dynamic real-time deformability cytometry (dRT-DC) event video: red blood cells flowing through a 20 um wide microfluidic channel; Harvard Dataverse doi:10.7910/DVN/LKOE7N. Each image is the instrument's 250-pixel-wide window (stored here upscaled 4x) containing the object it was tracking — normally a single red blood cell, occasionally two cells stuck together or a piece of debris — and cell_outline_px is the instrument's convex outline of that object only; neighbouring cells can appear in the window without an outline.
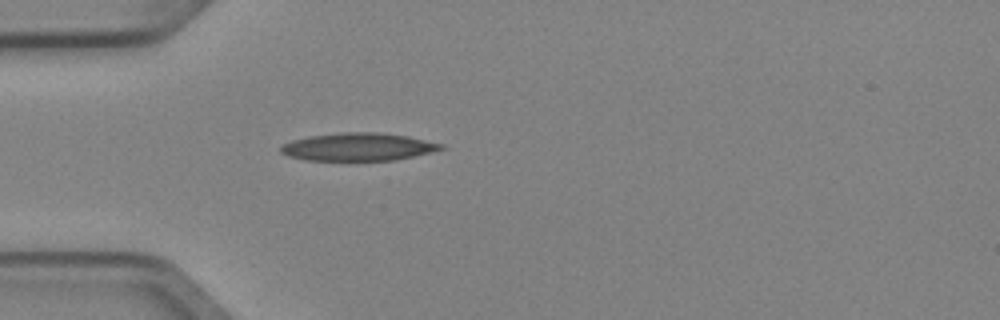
{"species": "Egyptian fruit bat (a non-hibernating species)", "species_latin": "Rousettus aegyptiacus", "temperature_condition": "cold", "stored_images_in_passage": 1, "camera_frame_rate_fps": 3000, "um_per_image_px": 0.085, "animal": {"sex": "female"}, "frame": {"image": 1, "passage_image": 1, "time_ms": 0.0, "image_size_px": [1000, 320], "cell_outline_px": [[444, 148], [432, 152], [396, 160], [304, 160], [288, 156], [280, 152], [280, 148], [284, 144], [292, 140], [308, 136], [340, 132], [380, 132], [408, 136], [444, 144]], "centroid_in_image_um": [30.45, 12.48], "position_along_channel_um": 54.6, "area_um2": 26.07}}